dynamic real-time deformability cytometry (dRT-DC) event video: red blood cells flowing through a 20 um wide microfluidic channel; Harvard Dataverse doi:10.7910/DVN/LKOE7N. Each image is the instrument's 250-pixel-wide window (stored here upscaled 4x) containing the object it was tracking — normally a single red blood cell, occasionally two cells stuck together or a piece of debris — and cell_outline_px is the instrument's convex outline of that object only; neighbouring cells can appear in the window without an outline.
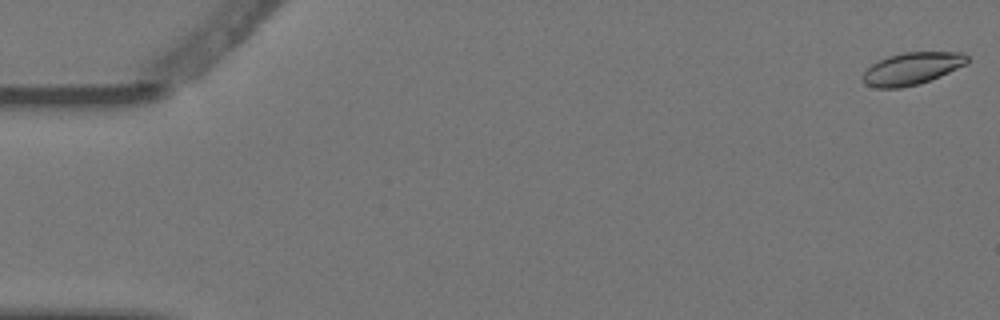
{"species": "Egyptian fruit bat (a non-hibernating species)", "species_latin": "Rousettus aegyptiacus", "temperature_condition": "warm", "stored_images_in_passage": 8, "camera_frame_rate_fps": 3000, "um_per_image_px": 0.085, "animal": {"sex": "female"}, "frame": {"image": 1, "passage_image": 1, "time_ms": 0.0, "image_size_px": [1000, 320], "cell_outline_px": [[968, 64], [940, 76], [920, 84], [900, 88], [876, 88], [864, 84], [860, 76], [872, 64], [888, 56], [904, 52], [964, 52], [968, 56]], "centroid_in_image_um": [77.51, 5.83], "position_along_channel_um": 7.5, "area_um2": 19.83}}
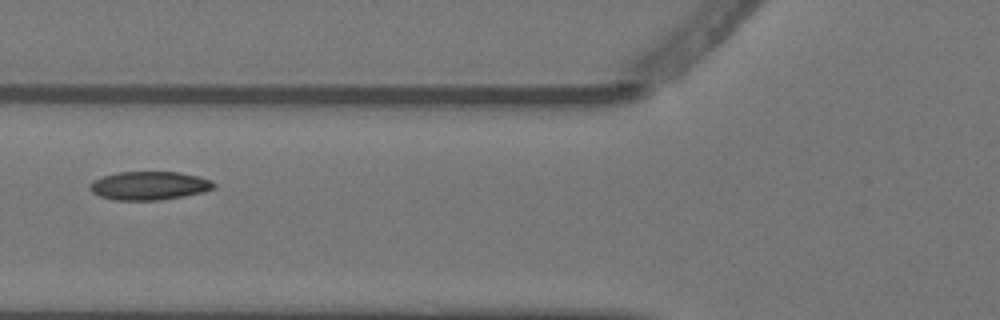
{"frame": {"image": 2, "passage_image": 6, "time_ms": 1.667, "image_size_px": [1000, 320], "cell_outline_px": [[216, 188], [204, 192], [184, 196], [160, 200], [116, 200], [100, 196], [92, 192], [88, 188], [88, 184], [92, 180], [116, 172], [180, 172], [200, 176], [212, 180], [216, 184]], "centroid_in_image_um": [12.71, 15.78], "position_along_channel_um": 113.1, "area_um2": 20.87}}
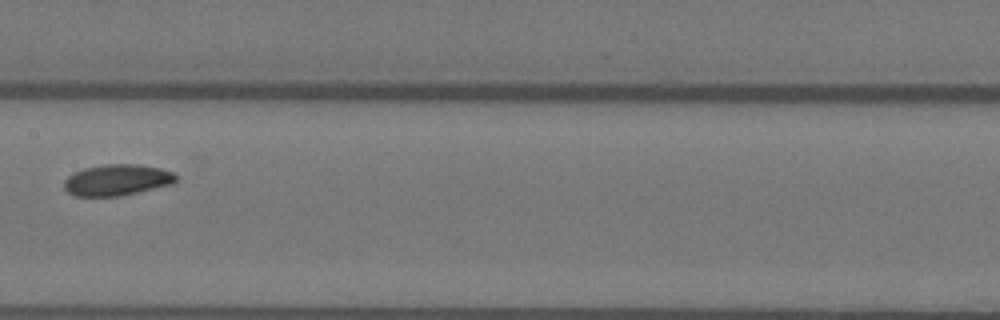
{"frame": {"image": 3, "passage_image": 8, "time_ms": 2.333, "image_size_px": [1000, 320], "cell_outline_px": [[180, 176], [172, 184], [120, 196], [76, 196], [68, 192], [64, 188], [64, 180], [72, 172], [84, 168], [104, 164], [136, 164], [160, 168], [172, 172]], "centroid_in_image_um": [9.94, 15.29], "position_along_channel_um": 197.5, "area_um2": 20.4}}